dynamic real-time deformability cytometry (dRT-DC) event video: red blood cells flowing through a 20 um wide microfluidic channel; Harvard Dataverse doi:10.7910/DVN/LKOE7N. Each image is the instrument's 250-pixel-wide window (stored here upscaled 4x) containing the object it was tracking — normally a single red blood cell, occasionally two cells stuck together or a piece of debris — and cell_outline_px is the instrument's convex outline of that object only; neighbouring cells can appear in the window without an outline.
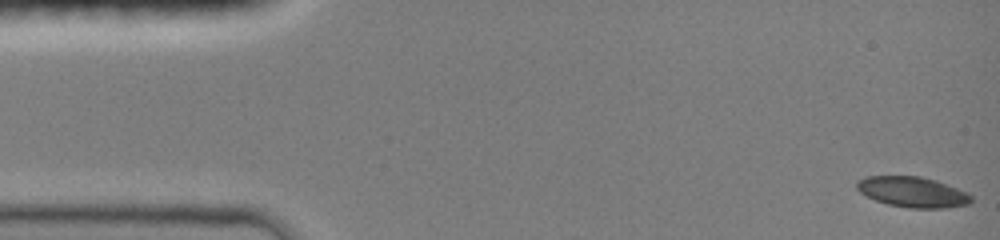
{"species": "common noctule bat (a hibernating species)", "species_latin": "Nyctalus noctula", "temperature_condition": "room temperature", "stored_images_in_passage": 23, "camera_frame_rate_fps": 3000, "um_per_image_px": 0.085, "animal": {"sex": "female", "body_mass_g": 19.0, "forearm_length_mm": 51.5}, "frame": {"image": 1, "passage_image": 1, "time_ms": 0.0, "image_size_px": [1000, 240], "cell_outline_px": [[972, 200], [968, 204], [944, 208], [908, 208], [888, 204], [876, 200], [860, 192], [856, 188], [856, 180], [864, 176], [920, 176], [936, 180], [968, 192], [972, 196]], "centroid_in_image_um": [77.56, 16.31], "position_along_channel_um": 7.4, "area_um2": 20.4}}
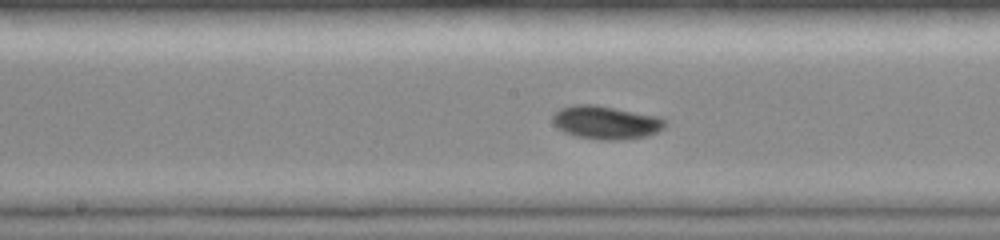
{"frame": {"image": 2, "passage_image": 12, "time_ms": 7.667, "image_size_px": [1000, 240], "cell_outline_px": [[668, 124], [664, 128], [648, 136], [620, 140], [600, 140], [576, 136], [564, 132], [556, 128], [552, 120], [552, 112], [560, 108], [572, 104], [596, 104], [660, 116], [668, 120]], "centroid_in_image_um": [51.51, 10.39], "position_along_channel_um": 196.7, "area_um2": 22.43}}
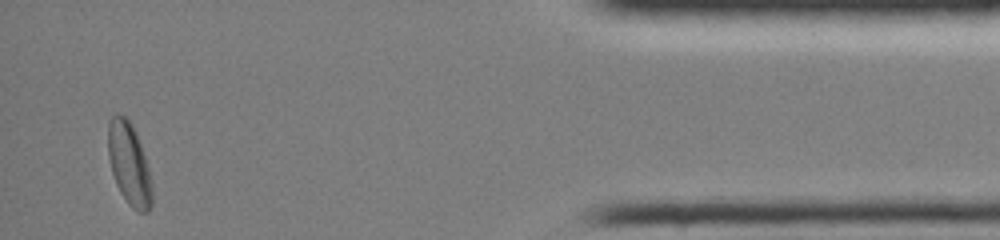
{"frame": {"image": 3, "passage_image": 22, "time_ms": 14.667, "image_size_px": [1000, 240], "cell_outline_px": [[152, 204], [148, 212], [136, 212], [128, 204], [120, 192], [116, 184], [112, 172], [108, 156], [108, 124], [112, 116], [124, 116], [132, 124], [136, 132], [148, 168], [152, 184]], "centroid_in_image_um": [10.98, 13.99], "position_along_channel_um": 424.2, "area_um2": 20.92}, "authors_computed_cell_mechanics": {"area_um2": 20.519, "velocity_mm_per_s": 4.0323, "shape_relaxation_time_tau1_ms": 2.642, "shape_relaxation_time_tau2_ms": null, "deformation_change_tau1": 0.0929, "deformation_change_tau2": null}}